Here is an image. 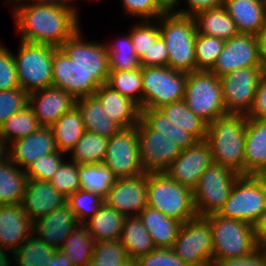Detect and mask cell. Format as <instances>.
<instances>
[{
	"label": "cell",
	"instance_id": "6da1fadb",
	"mask_svg": "<svg viewBox=\"0 0 266 266\" xmlns=\"http://www.w3.org/2000/svg\"><path fill=\"white\" fill-rule=\"evenodd\" d=\"M14 2V20L22 41L60 48L80 28L78 14L71 8Z\"/></svg>",
	"mask_w": 266,
	"mask_h": 266
},
{
	"label": "cell",
	"instance_id": "7a4b0ae2",
	"mask_svg": "<svg viewBox=\"0 0 266 266\" xmlns=\"http://www.w3.org/2000/svg\"><path fill=\"white\" fill-rule=\"evenodd\" d=\"M245 114H227L208 124L205 140L213 162L244 175Z\"/></svg>",
	"mask_w": 266,
	"mask_h": 266
},
{
	"label": "cell",
	"instance_id": "3957f363",
	"mask_svg": "<svg viewBox=\"0 0 266 266\" xmlns=\"http://www.w3.org/2000/svg\"><path fill=\"white\" fill-rule=\"evenodd\" d=\"M168 51L167 66L186 73L196 71V25L192 16L169 9L157 20Z\"/></svg>",
	"mask_w": 266,
	"mask_h": 266
},
{
	"label": "cell",
	"instance_id": "277c9868",
	"mask_svg": "<svg viewBox=\"0 0 266 266\" xmlns=\"http://www.w3.org/2000/svg\"><path fill=\"white\" fill-rule=\"evenodd\" d=\"M147 206L182 224L197 216L192 190L166 173H147Z\"/></svg>",
	"mask_w": 266,
	"mask_h": 266
},
{
	"label": "cell",
	"instance_id": "5b68a950",
	"mask_svg": "<svg viewBox=\"0 0 266 266\" xmlns=\"http://www.w3.org/2000/svg\"><path fill=\"white\" fill-rule=\"evenodd\" d=\"M206 218L211 225L213 238V265L218 260L248 255L259 246L254 226L248 222L217 214Z\"/></svg>",
	"mask_w": 266,
	"mask_h": 266
},
{
	"label": "cell",
	"instance_id": "8992f818",
	"mask_svg": "<svg viewBox=\"0 0 266 266\" xmlns=\"http://www.w3.org/2000/svg\"><path fill=\"white\" fill-rule=\"evenodd\" d=\"M186 105L208 124L227 115L223 103L221 79L211 71L196 70L187 73Z\"/></svg>",
	"mask_w": 266,
	"mask_h": 266
},
{
	"label": "cell",
	"instance_id": "52a82bcc",
	"mask_svg": "<svg viewBox=\"0 0 266 266\" xmlns=\"http://www.w3.org/2000/svg\"><path fill=\"white\" fill-rule=\"evenodd\" d=\"M18 53L13 54L19 86L28 94L52 86L54 51L51 45L21 40Z\"/></svg>",
	"mask_w": 266,
	"mask_h": 266
},
{
	"label": "cell",
	"instance_id": "ba28073f",
	"mask_svg": "<svg viewBox=\"0 0 266 266\" xmlns=\"http://www.w3.org/2000/svg\"><path fill=\"white\" fill-rule=\"evenodd\" d=\"M239 176L234 170L213 162L192 191L196 215L206 217L217 214Z\"/></svg>",
	"mask_w": 266,
	"mask_h": 266
},
{
	"label": "cell",
	"instance_id": "9c48e42d",
	"mask_svg": "<svg viewBox=\"0 0 266 266\" xmlns=\"http://www.w3.org/2000/svg\"><path fill=\"white\" fill-rule=\"evenodd\" d=\"M266 208V189L255 175H240L217 215L255 225Z\"/></svg>",
	"mask_w": 266,
	"mask_h": 266
},
{
	"label": "cell",
	"instance_id": "30bf717a",
	"mask_svg": "<svg viewBox=\"0 0 266 266\" xmlns=\"http://www.w3.org/2000/svg\"><path fill=\"white\" fill-rule=\"evenodd\" d=\"M186 81V72L168 66L142 67L143 109H159L183 100Z\"/></svg>",
	"mask_w": 266,
	"mask_h": 266
},
{
	"label": "cell",
	"instance_id": "8fae6325",
	"mask_svg": "<svg viewBox=\"0 0 266 266\" xmlns=\"http://www.w3.org/2000/svg\"><path fill=\"white\" fill-rule=\"evenodd\" d=\"M172 249L188 266H213V238L208 219L196 216L181 224Z\"/></svg>",
	"mask_w": 266,
	"mask_h": 266
},
{
	"label": "cell",
	"instance_id": "7c38bea8",
	"mask_svg": "<svg viewBox=\"0 0 266 266\" xmlns=\"http://www.w3.org/2000/svg\"><path fill=\"white\" fill-rule=\"evenodd\" d=\"M263 72V66H254L236 69L220 77L227 114H248Z\"/></svg>",
	"mask_w": 266,
	"mask_h": 266
},
{
	"label": "cell",
	"instance_id": "4fadbf2b",
	"mask_svg": "<svg viewBox=\"0 0 266 266\" xmlns=\"http://www.w3.org/2000/svg\"><path fill=\"white\" fill-rule=\"evenodd\" d=\"M139 157L145 173H165L182 149L160 132L152 130L142 119L135 126Z\"/></svg>",
	"mask_w": 266,
	"mask_h": 266
},
{
	"label": "cell",
	"instance_id": "5bb4252c",
	"mask_svg": "<svg viewBox=\"0 0 266 266\" xmlns=\"http://www.w3.org/2000/svg\"><path fill=\"white\" fill-rule=\"evenodd\" d=\"M103 164L117 178L134 177L145 173L139 157L136 127L122 129L108 139Z\"/></svg>",
	"mask_w": 266,
	"mask_h": 266
},
{
	"label": "cell",
	"instance_id": "9a60e30c",
	"mask_svg": "<svg viewBox=\"0 0 266 266\" xmlns=\"http://www.w3.org/2000/svg\"><path fill=\"white\" fill-rule=\"evenodd\" d=\"M81 36L79 28L60 48L79 69L91 75L100 86L104 85L110 73L106 44L86 42Z\"/></svg>",
	"mask_w": 266,
	"mask_h": 266
},
{
	"label": "cell",
	"instance_id": "2e32d148",
	"mask_svg": "<svg viewBox=\"0 0 266 266\" xmlns=\"http://www.w3.org/2000/svg\"><path fill=\"white\" fill-rule=\"evenodd\" d=\"M263 66L255 35L238 33L226 40L221 54L210 70L219 78L236 69Z\"/></svg>",
	"mask_w": 266,
	"mask_h": 266
},
{
	"label": "cell",
	"instance_id": "e0dca14e",
	"mask_svg": "<svg viewBox=\"0 0 266 266\" xmlns=\"http://www.w3.org/2000/svg\"><path fill=\"white\" fill-rule=\"evenodd\" d=\"M213 163L209 144L199 140L183 149L165 172L171 179L193 191L201 175Z\"/></svg>",
	"mask_w": 266,
	"mask_h": 266
},
{
	"label": "cell",
	"instance_id": "ac0fdd59",
	"mask_svg": "<svg viewBox=\"0 0 266 266\" xmlns=\"http://www.w3.org/2000/svg\"><path fill=\"white\" fill-rule=\"evenodd\" d=\"M52 86L66 90L75 99L94 95L100 87L91 75L79 69L61 48L54 51Z\"/></svg>",
	"mask_w": 266,
	"mask_h": 266
},
{
	"label": "cell",
	"instance_id": "d6986e66",
	"mask_svg": "<svg viewBox=\"0 0 266 266\" xmlns=\"http://www.w3.org/2000/svg\"><path fill=\"white\" fill-rule=\"evenodd\" d=\"M104 202L125 217L138 216L147 206V173L118 178Z\"/></svg>",
	"mask_w": 266,
	"mask_h": 266
},
{
	"label": "cell",
	"instance_id": "ffe728a7",
	"mask_svg": "<svg viewBox=\"0 0 266 266\" xmlns=\"http://www.w3.org/2000/svg\"><path fill=\"white\" fill-rule=\"evenodd\" d=\"M33 233V221L21 204L0 206V262L15 251Z\"/></svg>",
	"mask_w": 266,
	"mask_h": 266
},
{
	"label": "cell",
	"instance_id": "44dd1931",
	"mask_svg": "<svg viewBox=\"0 0 266 266\" xmlns=\"http://www.w3.org/2000/svg\"><path fill=\"white\" fill-rule=\"evenodd\" d=\"M75 103L76 99L71 94L54 86L28 94V106L42 127H51Z\"/></svg>",
	"mask_w": 266,
	"mask_h": 266
},
{
	"label": "cell",
	"instance_id": "7402d4cb",
	"mask_svg": "<svg viewBox=\"0 0 266 266\" xmlns=\"http://www.w3.org/2000/svg\"><path fill=\"white\" fill-rule=\"evenodd\" d=\"M56 151L58 149L50 127H41L33 134L8 145L9 159L23 170L37 159Z\"/></svg>",
	"mask_w": 266,
	"mask_h": 266
},
{
	"label": "cell",
	"instance_id": "603a6c76",
	"mask_svg": "<svg viewBox=\"0 0 266 266\" xmlns=\"http://www.w3.org/2000/svg\"><path fill=\"white\" fill-rule=\"evenodd\" d=\"M66 201L67 198L57 192L49 181L28 179L20 204L34 222L62 207Z\"/></svg>",
	"mask_w": 266,
	"mask_h": 266
},
{
	"label": "cell",
	"instance_id": "cb8c5ba5",
	"mask_svg": "<svg viewBox=\"0 0 266 266\" xmlns=\"http://www.w3.org/2000/svg\"><path fill=\"white\" fill-rule=\"evenodd\" d=\"M77 223L79 222L75 213L65 203L62 207L34 221L33 234L58 250Z\"/></svg>",
	"mask_w": 266,
	"mask_h": 266
},
{
	"label": "cell",
	"instance_id": "d4e9b609",
	"mask_svg": "<svg viewBox=\"0 0 266 266\" xmlns=\"http://www.w3.org/2000/svg\"><path fill=\"white\" fill-rule=\"evenodd\" d=\"M94 95L99 99L107 117L122 129L135 127L140 121V106L108 85H101Z\"/></svg>",
	"mask_w": 266,
	"mask_h": 266
},
{
	"label": "cell",
	"instance_id": "484cf974",
	"mask_svg": "<svg viewBox=\"0 0 266 266\" xmlns=\"http://www.w3.org/2000/svg\"><path fill=\"white\" fill-rule=\"evenodd\" d=\"M239 33L257 35L266 25V0H225Z\"/></svg>",
	"mask_w": 266,
	"mask_h": 266
},
{
	"label": "cell",
	"instance_id": "4316f807",
	"mask_svg": "<svg viewBox=\"0 0 266 266\" xmlns=\"http://www.w3.org/2000/svg\"><path fill=\"white\" fill-rule=\"evenodd\" d=\"M266 167V119H247L244 175H256Z\"/></svg>",
	"mask_w": 266,
	"mask_h": 266
},
{
	"label": "cell",
	"instance_id": "83f0119b",
	"mask_svg": "<svg viewBox=\"0 0 266 266\" xmlns=\"http://www.w3.org/2000/svg\"><path fill=\"white\" fill-rule=\"evenodd\" d=\"M138 216L144 228L150 234L156 248L173 247L181 222L167 217L150 206H146Z\"/></svg>",
	"mask_w": 266,
	"mask_h": 266
},
{
	"label": "cell",
	"instance_id": "f1b7e54d",
	"mask_svg": "<svg viewBox=\"0 0 266 266\" xmlns=\"http://www.w3.org/2000/svg\"><path fill=\"white\" fill-rule=\"evenodd\" d=\"M75 106L81 113L85 131L110 138L122 130L117 123L107 117L95 95L76 99Z\"/></svg>",
	"mask_w": 266,
	"mask_h": 266
},
{
	"label": "cell",
	"instance_id": "f546056e",
	"mask_svg": "<svg viewBox=\"0 0 266 266\" xmlns=\"http://www.w3.org/2000/svg\"><path fill=\"white\" fill-rule=\"evenodd\" d=\"M197 33L228 40L239 32L224 6L200 11L193 16Z\"/></svg>",
	"mask_w": 266,
	"mask_h": 266
},
{
	"label": "cell",
	"instance_id": "4dcf8cb0",
	"mask_svg": "<svg viewBox=\"0 0 266 266\" xmlns=\"http://www.w3.org/2000/svg\"><path fill=\"white\" fill-rule=\"evenodd\" d=\"M96 242L88 233L86 223H77L70 235L63 241L58 249L74 266H88L95 248Z\"/></svg>",
	"mask_w": 266,
	"mask_h": 266
},
{
	"label": "cell",
	"instance_id": "1f68e13d",
	"mask_svg": "<svg viewBox=\"0 0 266 266\" xmlns=\"http://www.w3.org/2000/svg\"><path fill=\"white\" fill-rule=\"evenodd\" d=\"M125 218L123 214L104 202L85 223L88 233L97 243L120 238Z\"/></svg>",
	"mask_w": 266,
	"mask_h": 266
},
{
	"label": "cell",
	"instance_id": "d6a6232c",
	"mask_svg": "<svg viewBox=\"0 0 266 266\" xmlns=\"http://www.w3.org/2000/svg\"><path fill=\"white\" fill-rule=\"evenodd\" d=\"M120 241L131 259H138L156 248L139 216L125 218Z\"/></svg>",
	"mask_w": 266,
	"mask_h": 266
},
{
	"label": "cell",
	"instance_id": "836d02e7",
	"mask_svg": "<svg viewBox=\"0 0 266 266\" xmlns=\"http://www.w3.org/2000/svg\"><path fill=\"white\" fill-rule=\"evenodd\" d=\"M28 178L9 158L0 164V206L20 204Z\"/></svg>",
	"mask_w": 266,
	"mask_h": 266
},
{
	"label": "cell",
	"instance_id": "e575fe53",
	"mask_svg": "<svg viewBox=\"0 0 266 266\" xmlns=\"http://www.w3.org/2000/svg\"><path fill=\"white\" fill-rule=\"evenodd\" d=\"M33 235L32 233L24 243L12 252V258H6L2 262L11 264L14 260V266H50L51 256L56 249L38 238L37 235ZM11 259H13L12 262Z\"/></svg>",
	"mask_w": 266,
	"mask_h": 266
},
{
	"label": "cell",
	"instance_id": "d590c367",
	"mask_svg": "<svg viewBox=\"0 0 266 266\" xmlns=\"http://www.w3.org/2000/svg\"><path fill=\"white\" fill-rule=\"evenodd\" d=\"M57 149L69 152L85 132L79 109L74 106L63 114L51 127Z\"/></svg>",
	"mask_w": 266,
	"mask_h": 266
},
{
	"label": "cell",
	"instance_id": "8d00e7d4",
	"mask_svg": "<svg viewBox=\"0 0 266 266\" xmlns=\"http://www.w3.org/2000/svg\"><path fill=\"white\" fill-rule=\"evenodd\" d=\"M159 110L179 129L191 133L198 141L205 140L208 123L197 116L184 100L163 105Z\"/></svg>",
	"mask_w": 266,
	"mask_h": 266
},
{
	"label": "cell",
	"instance_id": "74e56055",
	"mask_svg": "<svg viewBox=\"0 0 266 266\" xmlns=\"http://www.w3.org/2000/svg\"><path fill=\"white\" fill-rule=\"evenodd\" d=\"M108 137L85 131L70 150L71 161L78 165L101 164L104 161Z\"/></svg>",
	"mask_w": 266,
	"mask_h": 266
},
{
	"label": "cell",
	"instance_id": "f35d334b",
	"mask_svg": "<svg viewBox=\"0 0 266 266\" xmlns=\"http://www.w3.org/2000/svg\"><path fill=\"white\" fill-rule=\"evenodd\" d=\"M78 175L82 190L99 194L102 198L108 195L118 179L103 163L78 165Z\"/></svg>",
	"mask_w": 266,
	"mask_h": 266
},
{
	"label": "cell",
	"instance_id": "ab89813d",
	"mask_svg": "<svg viewBox=\"0 0 266 266\" xmlns=\"http://www.w3.org/2000/svg\"><path fill=\"white\" fill-rule=\"evenodd\" d=\"M41 127L33 110L27 105L0 126V138L9 145L18 139L33 134Z\"/></svg>",
	"mask_w": 266,
	"mask_h": 266
},
{
	"label": "cell",
	"instance_id": "60d3db41",
	"mask_svg": "<svg viewBox=\"0 0 266 266\" xmlns=\"http://www.w3.org/2000/svg\"><path fill=\"white\" fill-rule=\"evenodd\" d=\"M106 85L143 109L142 67L130 71H110Z\"/></svg>",
	"mask_w": 266,
	"mask_h": 266
},
{
	"label": "cell",
	"instance_id": "b9f144b4",
	"mask_svg": "<svg viewBox=\"0 0 266 266\" xmlns=\"http://www.w3.org/2000/svg\"><path fill=\"white\" fill-rule=\"evenodd\" d=\"M110 71H130L141 68L130 34L113 44L106 43Z\"/></svg>",
	"mask_w": 266,
	"mask_h": 266
},
{
	"label": "cell",
	"instance_id": "7bdbcfd3",
	"mask_svg": "<svg viewBox=\"0 0 266 266\" xmlns=\"http://www.w3.org/2000/svg\"><path fill=\"white\" fill-rule=\"evenodd\" d=\"M226 40L208 35L196 34V70L210 71L221 54Z\"/></svg>",
	"mask_w": 266,
	"mask_h": 266
},
{
	"label": "cell",
	"instance_id": "ee69618b",
	"mask_svg": "<svg viewBox=\"0 0 266 266\" xmlns=\"http://www.w3.org/2000/svg\"><path fill=\"white\" fill-rule=\"evenodd\" d=\"M128 255L120 238L97 242L93 257L88 266H121Z\"/></svg>",
	"mask_w": 266,
	"mask_h": 266
},
{
	"label": "cell",
	"instance_id": "f6af8a7d",
	"mask_svg": "<svg viewBox=\"0 0 266 266\" xmlns=\"http://www.w3.org/2000/svg\"><path fill=\"white\" fill-rule=\"evenodd\" d=\"M66 203L75 213L78 222L85 223L87 219H90L98 211L100 206L104 203V198L99 194L80 189L72 193L67 198Z\"/></svg>",
	"mask_w": 266,
	"mask_h": 266
},
{
	"label": "cell",
	"instance_id": "bcb514c9",
	"mask_svg": "<svg viewBox=\"0 0 266 266\" xmlns=\"http://www.w3.org/2000/svg\"><path fill=\"white\" fill-rule=\"evenodd\" d=\"M49 183L57 192L62 194L65 198H68L72 193L81 189L78 164L74 161L71 163L63 161L56 173L49 180Z\"/></svg>",
	"mask_w": 266,
	"mask_h": 266
},
{
	"label": "cell",
	"instance_id": "7dc6e473",
	"mask_svg": "<svg viewBox=\"0 0 266 266\" xmlns=\"http://www.w3.org/2000/svg\"><path fill=\"white\" fill-rule=\"evenodd\" d=\"M131 29L128 33L130 34L135 53L141 59L150 48V45L160 35L159 23L158 21L155 24L151 20L149 22L148 20L146 22L143 20L141 24H136Z\"/></svg>",
	"mask_w": 266,
	"mask_h": 266
},
{
	"label": "cell",
	"instance_id": "c3c4849f",
	"mask_svg": "<svg viewBox=\"0 0 266 266\" xmlns=\"http://www.w3.org/2000/svg\"><path fill=\"white\" fill-rule=\"evenodd\" d=\"M64 152L56 151L32 162L24 170L28 179L49 181L63 163Z\"/></svg>",
	"mask_w": 266,
	"mask_h": 266
},
{
	"label": "cell",
	"instance_id": "681fc988",
	"mask_svg": "<svg viewBox=\"0 0 266 266\" xmlns=\"http://www.w3.org/2000/svg\"><path fill=\"white\" fill-rule=\"evenodd\" d=\"M127 15L140 17L141 20L158 19L169 8L161 0H122Z\"/></svg>",
	"mask_w": 266,
	"mask_h": 266
},
{
	"label": "cell",
	"instance_id": "f907efd6",
	"mask_svg": "<svg viewBox=\"0 0 266 266\" xmlns=\"http://www.w3.org/2000/svg\"><path fill=\"white\" fill-rule=\"evenodd\" d=\"M28 105V93L21 87L0 91V126Z\"/></svg>",
	"mask_w": 266,
	"mask_h": 266
},
{
	"label": "cell",
	"instance_id": "816d5d0a",
	"mask_svg": "<svg viewBox=\"0 0 266 266\" xmlns=\"http://www.w3.org/2000/svg\"><path fill=\"white\" fill-rule=\"evenodd\" d=\"M18 87L20 86L13 53L0 43V91Z\"/></svg>",
	"mask_w": 266,
	"mask_h": 266
},
{
	"label": "cell",
	"instance_id": "f5cc1de1",
	"mask_svg": "<svg viewBox=\"0 0 266 266\" xmlns=\"http://www.w3.org/2000/svg\"><path fill=\"white\" fill-rule=\"evenodd\" d=\"M137 260L140 266H188L172 248H155Z\"/></svg>",
	"mask_w": 266,
	"mask_h": 266
},
{
	"label": "cell",
	"instance_id": "db71d44e",
	"mask_svg": "<svg viewBox=\"0 0 266 266\" xmlns=\"http://www.w3.org/2000/svg\"><path fill=\"white\" fill-rule=\"evenodd\" d=\"M167 60L168 51L166 43L161 35H159L140 59V65L141 67L167 66Z\"/></svg>",
	"mask_w": 266,
	"mask_h": 266
},
{
	"label": "cell",
	"instance_id": "11a10c76",
	"mask_svg": "<svg viewBox=\"0 0 266 266\" xmlns=\"http://www.w3.org/2000/svg\"><path fill=\"white\" fill-rule=\"evenodd\" d=\"M213 266H266V247L259 245L248 255L218 260Z\"/></svg>",
	"mask_w": 266,
	"mask_h": 266
},
{
	"label": "cell",
	"instance_id": "9f6ffc18",
	"mask_svg": "<svg viewBox=\"0 0 266 266\" xmlns=\"http://www.w3.org/2000/svg\"><path fill=\"white\" fill-rule=\"evenodd\" d=\"M141 119L154 131L164 137H170L171 122L159 109L145 108L141 110Z\"/></svg>",
	"mask_w": 266,
	"mask_h": 266
},
{
	"label": "cell",
	"instance_id": "6f0895ef",
	"mask_svg": "<svg viewBox=\"0 0 266 266\" xmlns=\"http://www.w3.org/2000/svg\"><path fill=\"white\" fill-rule=\"evenodd\" d=\"M247 119H266V73L263 72L257 86L253 105Z\"/></svg>",
	"mask_w": 266,
	"mask_h": 266
},
{
	"label": "cell",
	"instance_id": "680465c9",
	"mask_svg": "<svg viewBox=\"0 0 266 266\" xmlns=\"http://www.w3.org/2000/svg\"><path fill=\"white\" fill-rule=\"evenodd\" d=\"M224 1L225 0H187L189 9L187 8L185 11L183 9L176 11L175 7L179 6L178 3L180 2V0H178L177 3L171 8V10L178 14L193 17L195 14H197L200 11L223 6Z\"/></svg>",
	"mask_w": 266,
	"mask_h": 266
},
{
	"label": "cell",
	"instance_id": "91938a15",
	"mask_svg": "<svg viewBox=\"0 0 266 266\" xmlns=\"http://www.w3.org/2000/svg\"><path fill=\"white\" fill-rule=\"evenodd\" d=\"M168 140L175 142L182 150L191 147L198 141L191 133L179 129L172 123Z\"/></svg>",
	"mask_w": 266,
	"mask_h": 266
},
{
	"label": "cell",
	"instance_id": "94428289",
	"mask_svg": "<svg viewBox=\"0 0 266 266\" xmlns=\"http://www.w3.org/2000/svg\"><path fill=\"white\" fill-rule=\"evenodd\" d=\"M256 240L259 245L266 247V208L254 225Z\"/></svg>",
	"mask_w": 266,
	"mask_h": 266
},
{
	"label": "cell",
	"instance_id": "6125c7cd",
	"mask_svg": "<svg viewBox=\"0 0 266 266\" xmlns=\"http://www.w3.org/2000/svg\"><path fill=\"white\" fill-rule=\"evenodd\" d=\"M256 37L263 66H266V25L260 30Z\"/></svg>",
	"mask_w": 266,
	"mask_h": 266
},
{
	"label": "cell",
	"instance_id": "be15d7a7",
	"mask_svg": "<svg viewBox=\"0 0 266 266\" xmlns=\"http://www.w3.org/2000/svg\"><path fill=\"white\" fill-rule=\"evenodd\" d=\"M26 1L40 5L67 7L73 9L77 14H79L78 11H76V7L73 6L72 4L71 5L69 4V1L71 2L72 0H26Z\"/></svg>",
	"mask_w": 266,
	"mask_h": 266
},
{
	"label": "cell",
	"instance_id": "e7e4bbea",
	"mask_svg": "<svg viewBox=\"0 0 266 266\" xmlns=\"http://www.w3.org/2000/svg\"><path fill=\"white\" fill-rule=\"evenodd\" d=\"M50 266H74L70 260L67 259V255H64L59 250H56L53 256H51Z\"/></svg>",
	"mask_w": 266,
	"mask_h": 266
},
{
	"label": "cell",
	"instance_id": "03108f58",
	"mask_svg": "<svg viewBox=\"0 0 266 266\" xmlns=\"http://www.w3.org/2000/svg\"><path fill=\"white\" fill-rule=\"evenodd\" d=\"M8 144L0 138V164L9 158Z\"/></svg>",
	"mask_w": 266,
	"mask_h": 266
},
{
	"label": "cell",
	"instance_id": "003e7915",
	"mask_svg": "<svg viewBox=\"0 0 266 266\" xmlns=\"http://www.w3.org/2000/svg\"><path fill=\"white\" fill-rule=\"evenodd\" d=\"M262 183L266 189V167H264L260 172L255 175Z\"/></svg>",
	"mask_w": 266,
	"mask_h": 266
},
{
	"label": "cell",
	"instance_id": "a7ac6f4b",
	"mask_svg": "<svg viewBox=\"0 0 266 266\" xmlns=\"http://www.w3.org/2000/svg\"><path fill=\"white\" fill-rule=\"evenodd\" d=\"M121 266H140L137 259L128 258Z\"/></svg>",
	"mask_w": 266,
	"mask_h": 266
},
{
	"label": "cell",
	"instance_id": "89a4df30",
	"mask_svg": "<svg viewBox=\"0 0 266 266\" xmlns=\"http://www.w3.org/2000/svg\"><path fill=\"white\" fill-rule=\"evenodd\" d=\"M169 9H171L178 0H161Z\"/></svg>",
	"mask_w": 266,
	"mask_h": 266
},
{
	"label": "cell",
	"instance_id": "2644e50d",
	"mask_svg": "<svg viewBox=\"0 0 266 266\" xmlns=\"http://www.w3.org/2000/svg\"><path fill=\"white\" fill-rule=\"evenodd\" d=\"M0 266H10V264H4L3 262H0Z\"/></svg>",
	"mask_w": 266,
	"mask_h": 266
}]
</instances>
